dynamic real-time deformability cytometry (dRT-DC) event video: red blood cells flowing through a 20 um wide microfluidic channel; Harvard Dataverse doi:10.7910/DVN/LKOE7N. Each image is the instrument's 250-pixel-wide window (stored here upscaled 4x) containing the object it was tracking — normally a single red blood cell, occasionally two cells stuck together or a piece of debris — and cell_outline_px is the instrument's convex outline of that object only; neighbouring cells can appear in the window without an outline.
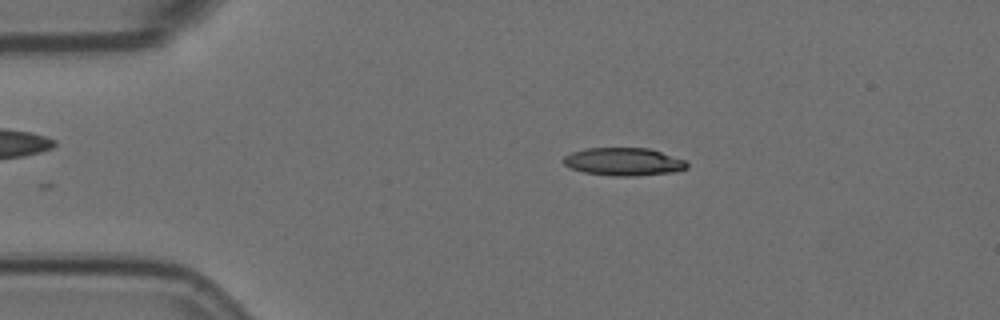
{"species": "Egyptian fruit bat (a non-hibernating species)", "species_latin": "Rousettus aegyptiacus", "temperature_condition": "room temperature", "stored_images_in_passage": 45, "camera_frame_rate_fps": 3000, "um_per_image_px": 0.085, "animal": {"sex": "female"}, "frame": {"image": 1, "passage_image": 10, "time_ms": 3.0, "image_size_px": [1000, 320], "cell_outline_px": [[688, 168], [676, 172], [636, 176], [612, 176], [584, 172], [572, 168], [564, 164], [560, 160], [564, 156], [572, 152], [588, 148], [648, 148], [684, 160], [688, 164]], "centroid_in_image_um": [53.0, 13.75], "position_along_channel_um": 32.0, "area_um2": 20.06}}
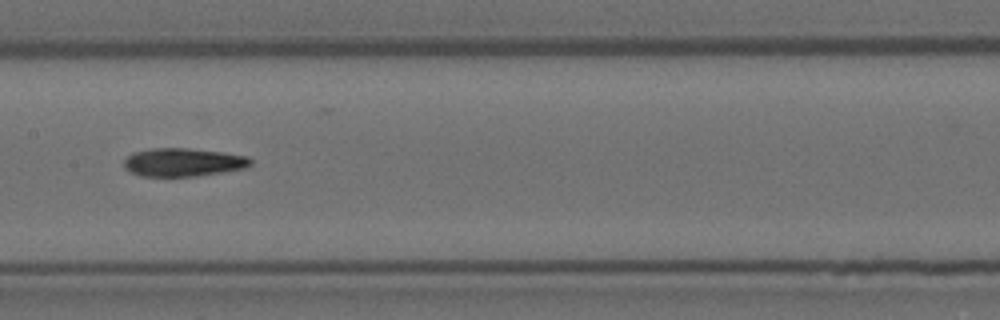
{"frame": {"image": 2, "passage_image": 27, "time_ms": 8.667, "image_size_px": [1000, 320], "cell_outline_px": [[252, 164], [244, 168], [196, 176], [140, 176], [124, 168], [124, 160], [132, 152], [152, 148], [188, 148], [220, 152], [248, 156], [252, 160]], "centroid_in_image_um": [15.54, 13.78], "position_along_channel_um": 191.9, "area_um2": 20.75}}
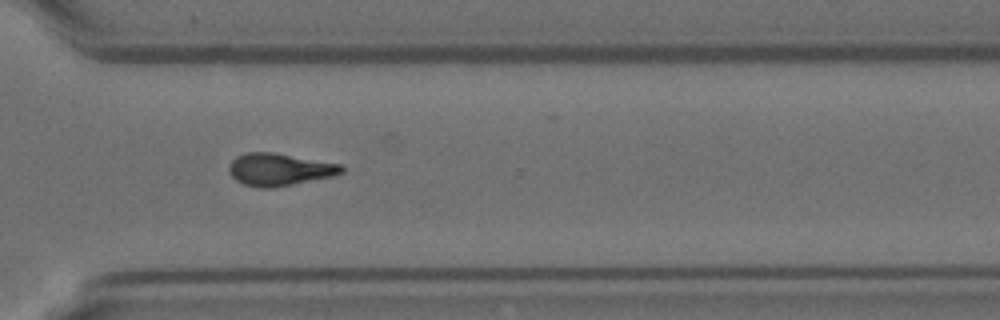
{"frame": {"image": 3, "passage_image": 40, "time_ms": 13.0, "image_size_px": [1000, 320], "cell_outline_px": [[344, 172], [336, 176], [272, 188], [260, 188], [244, 184], [236, 180], [232, 176], [228, 168], [228, 164], [236, 156], [248, 152], [272, 152], [344, 164]], "centroid_in_image_um": [23.79, 14.4], "position_along_channel_um": 346.8, "area_um2": 21.5}, "authors_computed_cell_mechanics": {"area_um2": 20.4612, "velocity_mm_per_s": 3.5917, "shape_relaxation_time_tau1_ms": null, "shape_relaxation_time_tau2_ms": 3.8421, "deformation_change_tau1": null, "deformation_change_tau2": 0.1338}}